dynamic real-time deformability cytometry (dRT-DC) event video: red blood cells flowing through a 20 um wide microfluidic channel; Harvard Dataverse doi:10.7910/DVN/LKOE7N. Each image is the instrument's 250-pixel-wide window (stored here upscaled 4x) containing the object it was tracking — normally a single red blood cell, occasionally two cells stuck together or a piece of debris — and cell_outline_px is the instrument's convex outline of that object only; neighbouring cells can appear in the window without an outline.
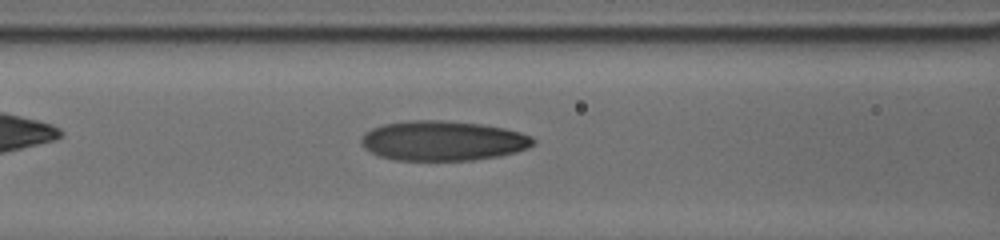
{"species": "human", "species_latin": "Homo sapiens", "temperature_condition": "cold", "stored_images_in_passage": 19, "camera_frame_rate_fps": 3000, "um_per_image_px": 0.085, "donor": {"sex": "male"}, "frame": {"image": 1, "passage_image": 17, "time_ms": 8.333, "image_size_px": [1000, 240], "cell_outline_px": [[536, 140], [528, 148], [516, 152], [496, 156], [472, 160], [396, 160], [380, 156], [364, 148], [360, 144], [360, 140], [364, 132], [372, 128], [384, 124], [412, 120], [444, 120], [480, 124], [504, 128], [520, 132], [532, 136]], "centroid_in_image_um": [37.62, 11.96], "position_along_channel_um": 129.0, "area_um2": 39.88}}
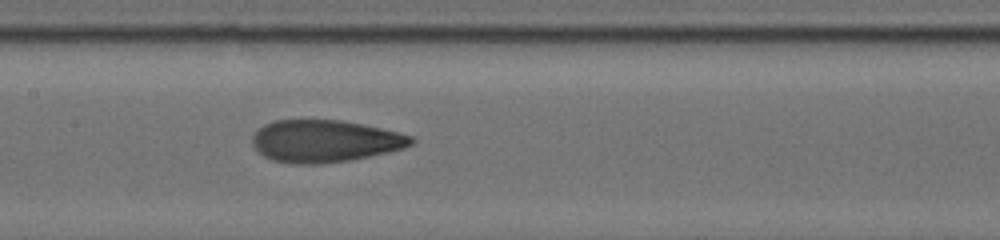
{"frame": {"image": 2, "passage_image": 19, "time_ms": 9.667, "image_size_px": [1000, 240], "cell_outline_px": [[416, 140], [412, 144], [404, 148], [388, 152], [348, 160], [320, 164], [292, 164], [272, 160], [256, 152], [252, 144], [252, 136], [264, 124], [276, 120], [340, 120], [400, 132], [412, 136]], "centroid_in_image_um": [27.59, 12.0], "position_along_channel_um": 179.8, "area_um2": 39.07}}